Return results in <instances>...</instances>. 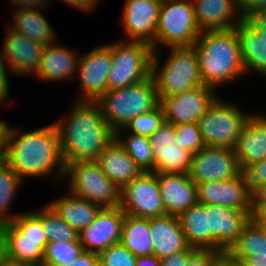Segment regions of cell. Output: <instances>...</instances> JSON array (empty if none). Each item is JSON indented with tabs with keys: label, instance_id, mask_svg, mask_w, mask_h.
Here are the masks:
<instances>
[{
	"label": "cell",
	"instance_id": "f35d334b",
	"mask_svg": "<svg viewBox=\"0 0 266 266\" xmlns=\"http://www.w3.org/2000/svg\"><path fill=\"white\" fill-rule=\"evenodd\" d=\"M175 130L176 145L190 151L192 154L197 153L206 146L197 123H180L175 125Z\"/></svg>",
	"mask_w": 266,
	"mask_h": 266
},
{
	"label": "cell",
	"instance_id": "d6a6232c",
	"mask_svg": "<svg viewBox=\"0 0 266 266\" xmlns=\"http://www.w3.org/2000/svg\"><path fill=\"white\" fill-rule=\"evenodd\" d=\"M23 183L25 182L4 160L0 161V225L11 223L22 213H12L10 209Z\"/></svg>",
	"mask_w": 266,
	"mask_h": 266
},
{
	"label": "cell",
	"instance_id": "7402d4cb",
	"mask_svg": "<svg viewBox=\"0 0 266 266\" xmlns=\"http://www.w3.org/2000/svg\"><path fill=\"white\" fill-rule=\"evenodd\" d=\"M166 215L179 216L198 203L197 186L188 173H157Z\"/></svg>",
	"mask_w": 266,
	"mask_h": 266
},
{
	"label": "cell",
	"instance_id": "ac0fdd59",
	"mask_svg": "<svg viewBox=\"0 0 266 266\" xmlns=\"http://www.w3.org/2000/svg\"><path fill=\"white\" fill-rule=\"evenodd\" d=\"M1 53L13 76H33L37 72L45 45L36 43L21 33L5 26Z\"/></svg>",
	"mask_w": 266,
	"mask_h": 266
},
{
	"label": "cell",
	"instance_id": "db71d44e",
	"mask_svg": "<svg viewBox=\"0 0 266 266\" xmlns=\"http://www.w3.org/2000/svg\"><path fill=\"white\" fill-rule=\"evenodd\" d=\"M216 266H245V265L242 262L233 260L225 253H223L219 263Z\"/></svg>",
	"mask_w": 266,
	"mask_h": 266
},
{
	"label": "cell",
	"instance_id": "1f68e13d",
	"mask_svg": "<svg viewBox=\"0 0 266 266\" xmlns=\"http://www.w3.org/2000/svg\"><path fill=\"white\" fill-rule=\"evenodd\" d=\"M181 228L190 247L208 250V209L196 203L178 216Z\"/></svg>",
	"mask_w": 266,
	"mask_h": 266
},
{
	"label": "cell",
	"instance_id": "bcb514c9",
	"mask_svg": "<svg viewBox=\"0 0 266 266\" xmlns=\"http://www.w3.org/2000/svg\"><path fill=\"white\" fill-rule=\"evenodd\" d=\"M64 3H66L69 7H72L76 10H79V12H85V14H92L95 12V10L98 8L101 3V0H60ZM52 2V0H51ZM98 5V6H97Z\"/></svg>",
	"mask_w": 266,
	"mask_h": 266
},
{
	"label": "cell",
	"instance_id": "f5cc1de1",
	"mask_svg": "<svg viewBox=\"0 0 266 266\" xmlns=\"http://www.w3.org/2000/svg\"><path fill=\"white\" fill-rule=\"evenodd\" d=\"M251 218L254 221H266V205H251Z\"/></svg>",
	"mask_w": 266,
	"mask_h": 266
},
{
	"label": "cell",
	"instance_id": "44dd1931",
	"mask_svg": "<svg viewBox=\"0 0 266 266\" xmlns=\"http://www.w3.org/2000/svg\"><path fill=\"white\" fill-rule=\"evenodd\" d=\"M240 170L266 159V113L253 111L247 118L234 148Z\"/></svg>",
	"mask_w": 266,
	"mask_h": 266
},
{
	"label": "cell",
	"instance_id": "7c38bea8",
	"mask_svg": "<svg viewBox=\"0 0 266 266\" xmlns=\"http://www.w3.org/2000/svg\"><path fill=\"white\" fill-rule=\"evenodd\" d=\"M219 94L213 87L200 85L172 96L158 97V106L165 121L173 125L197 123Z\"/></svg>",
	"mask_w": 266,
	"mask_h": 266
},
{
	"label": "cell",
	"instance_id": "8992f818",
	"mask_svg": "<svg viewBox=\"0 0 266 266\" xmlns=\"http://www.w3.org/2000/svg\"><path fill=\"white\" fill-rule=\"evenodd\" d=\"M239 103L218 96L197 121L206 146L233 149L247 118L254 110H245ZM244 108V109H243Z\"/></svg>",
	"mask_w": 266,
	"mask_h": 266
},
{
	"label": "cell",
	"instance_id": "277c9868",
	"mask_svg": "<svg viewBox=\"0 0 266 266\" xmlns=\"http://www.w3.org/2000/svg\"><path fill=\"white\" fill-rule=\"evenodd\" d=\"M166 49L169 52L164 49L155 51L152 58L151 76L158 97L172 96L203 85L198 56L193 46ZM165 52L168 55L164 59Z\"/></svg>",
	"mask_w": 266,
	"mask_h": 266
},
{
	"label": "cell",
	"instance_id": "f546056e",
	"mask_svg": "<svg viewBox=\"0 0 266 266\" xmlns=\"http://www.w3.org/2000/svg\"><path fill=\"white\" fill-rule=\"evenodd\" d=\"M78 234L90 225L103 208L101 205L72 195L68 190L47 202Z\"/></svg>",
	"mask_w": 266,
	"mask_h": 266
},
{
	"label": "cell",
	"instance_id": "b9f144b4",
	"mask_svg": "<svg viewBox=\"0 0 266 266\" xmlns=\"http://www.w3.org/2000/svg\"><path fill=\"white\" fill-rule=\"evenodd\" d=\"M223 252L217 250H197L190 258L187 266H216Z\"/></svg>",
	"mask_w": 266,
	"mask_h": 266
},
{
	"label": "cell",
	"instance_id": "484cf974",
	"mask_svg": "<svg viewBox=\"0 0 266 266\" xmlns=\"http://www.w3.org/2000/svg\"><path fill=\"white\" fill-rule=\"evenodd\" d=\"M95 161L119 189L143 173L116 139L99 153Z\"/></svg>",
	"mask_w": 266,
	"mask_h": 266
},
{
	"label": "cell",
	"instance_id": "681fc988",
	"mask_svg": "<svg viewBox=\"0 0 266 266\" xmlns=\"http://www.w3.org/2000/svg\"><path fill=\"white\" fill-rule=\"evenodd\" d=\"M65 266H100L98 254L83 251L72 263Z\"/></svg>",
	"mask_w": 266,
	"mask_h": 266
},
{
	"label": "cell",
	"instance_id": "52a82bcc",
	"mask_svg": "<svg viewBox=\"0 0 266 266\" xmlns=\"http://www.w3.org/2000/svg\"><path fill=\"white\" fill-rule=\"evenodd\" d=\"M192 0H163L155 32V51L168 47H191L201 34Z\"/></svg>",
	"mask_w": 266,
	"mask_h": 266
},
{
	"label": "cell",
	"instance_id": "83f0119b",
	"mask_svg": "<svg viewBox=\"0 0 266 266\" xmlns=\"http://www.w3.org/2000/svg\"><path fill=\"white\" fill-rule=\"evenodd\" d=\"M225 254L245 266H266V238L252 218Z\"/></svg>",
	"mask_w": 266,
	"mask_h": 266
},
{
	"label": "cell",
	"instance_id": "9c48e42d",
	"mask_svg": "<svg viewBox=\"0 0 266 266\" xmlns=\"http://www.w3.org/2000/svg\"><path fill=\"white\" fill-rule=\"evenodd\" d=\"M67 190L102 207H116L120 203V189L102 172L95 160L77 161L65 166Z\"/></svg>",
	"mask_w": 266,
	"mask_h": 266
},
{
	"label": "cell",
	"instance_id": "c3c4849f",
	"mask_svg": "<svg viewBox=\"0 0 266 266\" xmlns=\"http://www.w3.org/2000/svg\"><path fill=\"white\" fill-rule=\"evenodd\" d=\"M8 2L14 6L13 9H37L50 8V0H9Z\"/></svg>",
	"mask_w": 266,
	"mask_h": 266
},
{
	"label": "cell",
	"instance_id": "6f0895ef",
	"mask_svg": "<svg viewBox=\"0 0 266 266\" xmlns=\"http://www.w3.org/2000/svg\"><path fill=\"white\" fill-rule=\"evenodd\" d=\"M38 266H49V265H46V264L41 263V264L38 265Z\"/></svg>",
	"mask_w": 266,
	"mask_h": 266
},
{
	"label": "cell",
	"instance_id": "d4e9b609",
	"mask_svg": "<svg viewBox=\"0 0 266 266\" xmlns=\"http://www.w3.org/2000/svg\"><path fill=\"white\" fill-rule=\"evenodd\" d=\"M0 248L5 258L25 266H38L43 261L41 240L24 238L12 223L0 225Z\"/></svg>",
	"mask_w": 266,
	"mask_h": 266
},
{
	"label": "cell",
	"instance_id": "7dc6e473",
	"mask_svg": "<svg viewBox=\"0 0 266 266\" xmlns=\"http://www.w3.org/2000/svg\"><path fill=\"white\" fill-rule=\"evenodd\" d=\"M242 19L256 10H266V0H237Z\"/></svg>",
	"mask_w": 266,
	"mask_h": 266
},
{
	"label": "cell",
	"instance_id": "ffe728a7",
	"mask_svg": "<svg viewBox=\"0 0 266 266\" xmlns=\"http://www.w3.org/2000/svg\"><path fill=\"white\" fill-rule=\"evenodd\" d=\"M59 43V41L51 43L44 49L40 65L34 75V78L41 83H62L71 79L75 81L80 53L75 48Z\"/></svg>",
	"mask_w": 266,
	"mask_h": 266
},
{
	"label": "cell",
	"instance_id": "603a6c76",
	"mask_svg": "<svg viewBox=\"0 0 266 266\" xmlns=\"http://www.w3.org/2000/svg\"><path fill=\"white\" fill-rule=\"evenodd\" d=\"M201 32L234 28L241 20L237 0H192Z\"/></svg>",
	"mask_w": 266,
	"mask_h": 266
},
{
	"label": "cell",
	"instance_id": "e0dca14e",
	"mask_svg": "<svg viewBox=\"0 0 266 266\" xmlns=\"http://www.w3.org/2000/svg\"><path fill=\"white\" fill-rule=\"evenodd\" d=\"M208 209V250L225 253L251 219V211L235 210L216 205Z\"/></svg>",
	"mask_w": 266,
	"mask_h": 266
},
{
	"label": "cell",
	"instance_id": "5b68a950",
	"mask_svg": "<svg viewBox=\"0 0 266 266\" xmlns=\"http://www.w3.org/2000/svg\"><path fill=\"white\" fill-rule=\"evenodd\" d=\"M105 121L115 132L140 114L158 106V95L152 76L124 88L108 90L97 100Z\"/></svg>",
	"mask_w": 266,
	"mask_h": 266
},
{
	"label": "cell",
	"instance_id": "3957f363",
	"mask_svg": "<svg viewBox=\"0 0 266 266\" xmlns=\"http://www.w3.org/2000/svg\"><path fill=\"white\" fill-rule=\"evenodd\" d=\"M193 47L196 50L203 85L215 88L246 78L240 44L234 28L203 31ZM234 82V83H233Z\"/></svg>",
	"mask_w": 266,
	"mask_h": 266
},
{
	"label": "cell",
	"instance_id": "4316f807",
	"mask_svg": "<svg viewBox=\"0 0 266 266\" xmlns=\"http://www.w3.org/2000/svg\"><path fill=\"white\" fill-rule=\"evenodd\" d=\"M47 9H12L13 16L10 19H13L7 25L36 43L45 46L55 43L59 38L53 24L44 15Z\"/></svg>",
	"mask_w": 266,
	"mask_h": 266
},
{
	"label": "cell",
	"instance_id": "60d3db41",
	"mask_svg": "<svg viewBox=\"0 0 266 266\" xmlns=\"http://www.w3.org/2000/svg\"><path fill=\"white\" fill-rule=\"evenodd\" d=\"M11 76L13 75L10 71V68L0 51V108L6 106L7 104L8 106H12L11 104H14V102H12V99L10 98L12 95H10L11 86L9 83V77ZM8 101L11 102V104H9Z\"/></svg>",
	"mask_w": 266,
	"mask_h": 266
},
{
	"label": "cell",
	"instance_id": "f1b7e54d",
	"mask_svg": "<svg viewBox=\"0 0 266 266\" xmlns=\"http://www.w3.org/2000/svg\"><path fill=\"white\" fill-rule=\"evenodd\" d=\"M238 36L246 76L266 79V40L243 19L234 27Z\"/></svg>",
	"mask_w": 266,
	"mask_h": 266
},
{
	"label": "cell",
	"instance_id": "d6986e66",
	"mask_svg": "<svg viewBox=\"0 0 266 266\" xmlns=\"http://www.w3.org/2000/svg\"><path fill=\"white\" fill-rule=\"evenodd\" d=\"M125 213L119 206L103 207L95 220L79 233L84 251L99 254L119 243Z\"/></svg>",
	"mask_w": 266,
	"mask_h": 266
},
{
	"label": "cell",
	"instance_id": "e575fe53",
	"mask_svg": "<svg viewBox=\"0 0 266 266\" xmlns=\"http://www.w3.org/2000/svg\"><path fill=\"white\" fill-rule=\"evenodd\" d=\"M34 212L41 218L48 242H69L78 239L79 234L61 219L48 203Z\"/></svg>",
	"mask_w": 266,
	"mask_h": 266
},
{
	"label": "cell",
	"instance_id": "ee69618b",
	"mask_svg": "<svg viewBox=\"0 0 266 266\" xmlns=\"http://www.w3.org/2000/svg\"><path fill=\"white\" fill-rule=\"evenodd\" d=\"M243 20L266 40V10L252 11Z\"/></svg>",
	"mask_w": 266,
	"mask_h": 266
},
{
	"label": "cell",
	"instance_id": "6da1fadb",
	"mask_svg": "<svg viewBox=\"0 0 266 266\" xmlns=\"http://www.w3.org/2000/svg\"><path fill=\"white\" fill-rule=\"evenodd\" d=\"M3 160L24 182L50 176L54 186L64 182L65 164L55 122L24 132L8 124Z\"/></svg>",
	"mask_w": 266,
	"mask_h": 266
},
{
	"label": "cell",
	"instance_id": "5bb4252c",
	"mask_svg": "<svg viewBox=\"0 0 266 266\" xmlns=\"http://www.w3.org/2000/svg\"><path fill=\"white\" fill-rule=\"evenodd\" d=\"M242 171L235 151L230 148L205 146L193 154L189 177L195 183L235 178Z\"/></svg>",
	"mask_w": 266,
	"mask_h": 266
},
{
	"label": "cell",
	"instance_id": "ab89813d",
	"mask_svg": "<svg viewBox=\"0 0 266 266\" xmlns=\"http://www.w3.org/2000/svg\"><path fill=\"white\" fill-rule=\"evenodd\" d=\"M100 266H135L137 256L120 242L109 246L98 254Z\"/></svg>",
	"mask_w": 266,
	"mask_h": 266
},
{
	"label": "cell",
	"instance_id": "9f6ffc18",
	"mask_svg": "<svg viewBox=\"0 0 266 266\" xmlns=\"http://www.w3.org/2000/svg\"><path fill=\"white\" fill-rule=\"evenodd\" d=\"M255 222L259 225L266 238V221H255Z\"/></svg>",
	"mask_w": 266,
	"mask_h": 266
},
{
	"label": "cell",
	"instance_id": "74e56055",
	"mask_svg": "<svg viewBox=\"0 0 266 266\" xmlns=\"http://www.w3.org/2000/svg\"><path fill=\"white\" fill-rule=\"evenodd\" d=\"M165 117L159 106L132 119L123 129L127 133L150 137L164 123Z\"/></svg>",
	"mask_w": 266,
	"mask_h": 266
},
{
	"label": "cell",
	"instance_id": "f6af8a7d",
	"mask_svg": "<svg viewBox=\"0 0 266 266\" xmlns=\"http://www.w3.org/2000/svg\"><path fill=\"white\" fill-rule=\"evenodd\" d=\"M193 247H189L187 250H183L177 253H174L170 257L161 259L160 266H187L189 258L197 251Z\"/></svg>",
	"mask_w": 266,
	"mask_h": 266
},
{
	"label": "cell",
	"instance_id": "816d5d0a",
	"mask_svg": "<svg viewBox=\"0 0 266 266\" xmlns=\"http://www.w3.org/2000/svg\"><path fill=\"white\" fill-rule=\"evenodd\" d=\"M160 265H161V259L152 254L149 256L137 257L135 266H160Z\"/></svg>",
	"mask_w": 266,
	"mask_h": 266
},
{
	"label": "cell",
	"instance_id": "30bf717a",
	"mask_svg": "<svg viewBox=\"0 0 266 266\" xmlns=\"http://www.w3.org/2000/svg\"><path fill=\"white\" fill-rule=\"evenodd\" d=\"M119 207L127 215L152 219L166 215L157 173L143 172L120 189Z\"/></svg>",
	"mask_w": 266,
	"mask_h": 266
},
{
	"label": "cell",
	"instance_id": "836d02e7",
	"mask_svg": "<svg viewBox=\"0 0 266 266\" xmlns=\"http://www.w3.org/2000/svg\"><path fill=\"white\" fill-rule=\"evenodd\" d=\"M115 139L143 172L154 171V153L149 137L127 133L121 128L115 131Z\"/></svg>",
	"mask_w": 266,
	"mask_h": 266
},
{
	"label": "cell",
	"instance_id": "9a60e30c",
	"mask_svg": "<svg viewBox=\"0 0 266 266\" xmlns=\"http://www.w3.org/2000/svg\"><path fill=\"white\" fill-rule=\"evenodd\" d=\"M198 202L241 211H251L252 192L245 173L223 181L196 184Z\"/></svg>",
	"mask_w": 266,
	"mask_h": 266
},
{
	"label": "cell",
	"instance_id": "4dcf8cb0",
	"mask_svg": "<svg viewBox=\"0 0 266 266\" xmlns=\"http://www.w3.org/2000/svg\"><path fill=\"white\" fill-rule=\"evenodd\" d=\"M120 243L137 257L152 255L149 219L125 214Z\"/></svg>",
	"mask_w": 266,
	"mask_h": 266
},
{
	"label": "cell",
	"instance_id": "cb8c5ba5",
	"mask_svg": "<svg viewBox=\"0 0 266 266\" xmlns=\"http://www.w3.org/2000/svg\"><path fill=\"white\" fill-rule=\"evenodd\" d=\"M153 255L159 259L170 257L174 253L187 250V243L178 216L164 215L149 219Z\"/></svg>",
	"mask_w": 266,
	"mask_h": 266
},
{
	"label": "cell",
	"instance_id": "8d00e7d4",
	"mask_svg": "<svg viewBox=\"0 0 266 266\" xmlns=\"http://www.w3.org/2000/svg\"><path fill=\"white\" fill-rule=\"evenodd\" d=\"M24 236L31 240H41V248L45 250L48 243L47 235L43 229L41 218L32 211H22V213L11 222Z\"/></svg>",
	"mask_w": 266,
	"mask_h": 266
},
{
	"label": "cell",
	"instance_id": "8fae6325",
	"mask_svg": "<svg viewBox=\"0 0 266 266\" xmlns=\"http://www.w3.org/2000/svg\"><path fill=\"white\" fill-rule=\"evenodd\" d=\"M111 67L110 42L80 55L75 80H79V93L75 100L97 101L107 91V78Z\"/></svg>",
	"mask_w": 266,
	"mask_h": 266
},
{
	"label": "cell",
	"instance_id": "7a4b0ae2",
	"mask_svg": "<svg viewBox=\"0 0 266 266\" xmlns=\"http://www.w3.org/2000/svg\"><path fill=\"white\" fill-rule=\"evenodd\" d=\"M69 112L54 122L60 137V150L65 166L77 161L96 160L114 139L97 101L73 99Z\"/></svg>",
	"mask_w": 266,
	"mask_h": 266
},
{
	"label": "cell",
	"instance_id": "ba28073f",
	"mask_svg": "<svg viewBox=\"0 0 266 266\" xmlns=\"http://www.w3.org/2000/svg\"><path fill=\"white\" fill-rule=\"evenodd\" d=\"M111 67L107 91L135 84L151 76L153 48L143 42H110Z\"/></svg>",
	"mask_w": 266,
	"mask_h": 266
},
{
	"label": "cell",
	"instance_id": "7bdbcfd3",
	"mask_svg": "<svg viewBox=\"0 0 266 266\" xmlns=\"http://www.w3.org/2000/svg\"><path fill=\"white\" fill-rule=\"evenodd\" d=\"M244 173L251 192L257 186L266 184V159L251 165Z\"/></svg>",
	"mask_w": 266,
	"mask_h": 266
},
{
	"label": "cell",
	"instance_id": "d590c367",
	"mask_svg": "<svg viewBox=\"0 0 266 266\" xmlns=\"http://www.w3.org/2000/svg\"><path fill=\"white\" fill-rule=\"evenodd\" d=\"M83 251L79 238L69 242H48L42 263L49 266H65L72 263Z\"/></svg>",
	"mask_w": 266,
	"mask_h": 266
},
{
	"label": "cell",
	"instance_id": "2e32d148",
	"mask_svg": "<svg viewBox=\"0 0 266 266\" xmlns=\"http://www.w3.org/2000/svg\"><path fill=\"white\" fill-rule=\"evenodd\" d=\"M154 173H189L193 154L176 145L175 125L164 121L150 137Z\"/></svg>",
	"mask_w": 266,
	"mask_h": 266
},
{
	"label": "cell",
	"instance_id": "11a10c76",
	"mask_svg": "<svg viewBox=\"0 0 266 266\" xmlns=\"http://www.w3.org/2000/svg\"><path fill=\"white\" fill-rule=\"evenodd\" d=\"M0 266H25L15 261L5 258L3 255L0 257Z\"/></svg>",
	"mask_w": 266,
	"mask_h": 266
},
{
	"label": "cell",
	"instance_id": "f907efd6",
	"mask_svg": "<svg viewBox=\"0 0 266 266\" xmlns=\"http://www.w3.org/2000/svg\"><path fill=\"white\" fill-rule=\"evenodd\" d=\"M252 205H266V184L257 186L252 191Z\"/></svg>",
	"mask_w": 266,
	"mask_h": 266
},
{
	"label": "cell",
	"instance_id": "4fadbf2b",
	"mask_svg": "<svg viewBox=\"0 0 266 266\" xmlns=\"http://www.w3.org/2000/svg\"><path fill=\"white\" fill-rule=\"evenodd\" d=\"M163 0H125L121 10L120 27L126 42H143L152 46L159 11Z\"/></svg>",
	"mask_w": 266,
	"mask_h": 266
}]
</instances>
